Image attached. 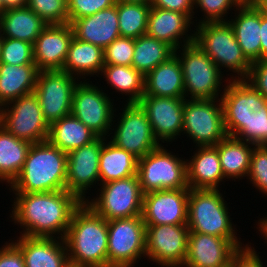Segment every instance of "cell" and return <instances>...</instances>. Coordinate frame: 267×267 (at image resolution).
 Here are the masks:
<instances>
[{
  "mask_svg": "<svg viewBox=\"0 0 267 267\" xmlns=\"http://www.w3.org/2000/svg\"><path fill=\"white\" fill-rule=\"evenodd\" d=\"M13 194L9 216L23 229L20 236L64 239L74 211L82 204L67 190Z\"/></svg>",
  "mask_w": 267,
  "mask_h": 267,
  "instance_id": "cell-1",
  "label": "cell"
},
{
  "mask_svg": "<svg viewBox=\"0 0 267 267\" xmlns=\"http://www.w3.org/2000/svg\"><path fill=\"white\" fill-rule=\"evenodd\" d=\"M220 100L228 136L267 145V97L246 80H229Z\"/></svg>",
  "mask_w": 267,
  "mask_h": 267,
  "instance_id": "cell-2",
  "label": "cell"
},
{
  "mask_svg": "<svg viewBox=\"0 0 267 267\" xmlns=\"http://www.w3.org/2000/svg\"><path fill=\"white\" fill-rule=\"evenodd\" d=\"M69 263L107 267V220L82 203L73 213L64 237Z\"/></svg>",
  "mask_w": 267,
  "mask_h": 267,
  "instance_id": "cell-3",
  "label": "cell"
},
{
  "mask_svg": "<svg viewBox=\"0 0 267 267\" xmlns=\"http://www.w3.org/2000/svg\"><path fill=\"white\" fill-rule=\"evenodd\" d=\"M67 153L48 140L33 143L19 176L8 186L13 193L66 190Z\"/></svg>",
  "mask_w": 267,
  "mask_h": 267,
  "instance_id": "cell-4",
  "label": "cell"
},
{
  "mask_svg": "<svg viewBox=\"0 0 267 267\" xmlns=\"http://www.w3.org/2000/svg\"><path fill=\"white\" fill-rule=\"evenodd\" d=\"M194 43L219 67L226 68L230 80H246L251 63L245 58L228 21L208 22L196 25ZM229 70V71H228ZM236 73V74H235Z\"/></svg>",
  "mask_w": 267,
  "mask_h": 267,
  "instance_id": "cell-5",
  "label": "cell"
},
{
  "mask_svg": "<svg viewBox=\"0 0 267 267\" xmlns=\"http://www.w3.org/2000/svg\"><path fill=\"white\" fill-rule=\"evenodd\" d=\"M221 189H190L188 196L187 226L190 231L241 240L237 235ZM224 196V197H223ZM236 229V230H235Z\"/></svg>",
  "mask_w": 267,
  "mask_h": 267,
  "instance_id": "cell-6",
  "label": "cell"
},
{
  "mask_svg": "<svg viewBox=\"0 0 267 267\" xmlns=\"http://www.w3.org/2000/svg\"><path fill=\"white\" fill-rule=\"evenodd\" d=\"M174 54L182 67L185 99H220L226 86L223 82L230 80L228 76L224 79L225 70L220 71L194 42L180 47Z\"/></svg>",
  "mask_w": 267,
  "mask_h": 267,
  "instance_id": "cell-7",
  "label": "cell"
},
{
  "mask_svg": "<svg viewBox=\"0 0 267 267\" xmlns=\"http://www.w3.org/2000/svg\"><path fill=\"white\" fill-rule=\"evenodd\" d=\"M97 197L84 203L105 220L142 215L143 196L137 175L99 184ZM91 199V200H89Z\"/></svg>",
  "mask_w": 267,
  "mask_h": 267,
  "instance_id": "cell-8",
  "label": "cell"
},
{
  "mask_svg": "<svg viewBox=\"0 0 267 267\" xmlns=\"http://www.w3.org/2000/svg\"><path fill=\"white\" fill-rule=\"evenodd\" d=\"M163 146L162 144L138 159L137 176L144 194L165 189L189 188L185 158Z\"/></svg>",
  "mask_w": 267,
  "mask_h": 267,
  "instance_id": "cell-9",
  "label": "cell"
},
{
  "mask_svg": "<svg viewBox=\"0 0 267 267\" xmlns=\"http://www.w3.org/2000/svg\"><path fill=\"white\" fill-rule=\"evenodd\" d=\"M196 147L216 146L226 138L220 99H185L182 135Z\"/></svg>",
  "mask_w": 267,
  "mask_h": 267,
  "instance_id": "cell-10",
  "label": "cell"
},
{
  "mask_svg": "<svg viewBox=\"0 0 267 267\" xmlns=\"http://www.w3.org/2000/svg\"><path fill=\"white\" fill-rule=\"evenodd\" d=\"M107 267H134L146 259V225L142 216L107 221Z\"/></svg>",
  "mask_w": 267,
  "mask_h": 267,
  "instance_id": "cell-11",
  "label": "cell"
},
{
  "mask_svg": "<svg viewBox=\"0 0 267 267\" xmlns=\"http://www.w3.org/2000/svg\"><path fill=\"white\" fill-rule=\"evenodd\" d=\"M114 117L118 122L111 126V132L107 137L113 144L127 152L132 153L138 159L155 150L162 144L154 136L147 114L138 103H126ZM115 127V128H114ZM114 131V132H112Z\"/></svg>",
  "mask_w": 267,
  "mask_h": 267,
  "instance_id": "cell-12",
  "label": "cell"
},
{
  "mask_svg": "<svg viewBox=\"0 0 267 267\" xmlns=\"http://www.w3.org/2000/svg\"><path fill=\"white\" fill-rule=\"evenodd\" d=\"M92 81H80L73 92L71 114L84 123L98 137H109L116 122L114 99Z\"/></svg>",
  "mask_w": 267,
  "mask_h": 267,
  "instance_id": "cell-13",
  "label": "cell"
},
{
  "mask_svg": "<svg viewBox=\"0 0 267 267\" xmlns=\"http://www.w3.org/2000/svg\"><path fill=\"white\" fill-rule=\"evenodd\" d=\"M0 126L13 136L32 144L47 141L50 129L34 93L2 106Z\"/></svg>",
  "mask_w": 267,
  "mask_h": 267,
  "instance_id": "cell-14",
  "label": "cell"
},
{
  "mask_svg": "<svg viewBox=\"0 0 267 267\" xmlns=\"http://www.w3.org/2000/svg\"><path fill=\"white\" fill-rule=\"evenodd\" d=\"M79 81L62 69L38 72L34 94L49 125L71 114L73 92Z\"/></svg>",
  "mask_w": 267,
  "mask_h": 267,
  "instance_id": "cell-15",
  "label": "cell"
},
{
  "mask_svg": "<svg viewBox=\"0 0 267 267\" xmlns=\"http://www.w3.org/2000/svg\"><path fill=\"white\" fill-rule=\"evenodd\" d=\"M189 231L187 224L146 225L147 260L161 267H183Z\"/></svg>",
  "mask_w": 267,
  "mask_h": 267,
  "instance_id": "cell-16",
  "label": "cell"
},
{
  "mask_svg": "<svg viewBox=\"0 0 267 267\" xmlns=\"http://www.w3.org/2000/svg\"><path fill=\"white\" fill-rule=\"evenodd\" d=\"M105 137H97L91 143L67 153L66 190L74 194L82 203L88 200L87 190L99 186L100 152ZM87 198V199H86Z\"/></svg>",
  "mask_w": 267,
  "mask_h": 267,
  "instance_id": "cell-17",
  "label": "cell"
},
{
  "mask_svg": "<svg viewBox=\"0 0 267 267\" xmlns=\"http://www.w3.org/2000/svg\"><path fill=\"white\" fill-rule=\"evenodd\" d=\"M189 191L182 188L145 193L141 215L145 225L187 224Z\"/></svg>",
  "mask_w": 267,
  "mask_h": 267,
  "instance_id": "cell-18",
  "label": "cell"
},
{
  "mask_svg": "<svg viewBox=\"0 0 267 267\" xmlns=\"http://www.w3.org/2000/svg\"><path fill=\"white\" fill-rule=\"evenodd\" d=\"M138 104L147 114L154 136L161 144H172L181 136L185 98L142 96Z\"/></svg>",
  "mask_w": 267,
  "mask_h": 267,
  "instance_id": "cell-19",
  "label": "cell"
},
{
  "mask_svg": "<svg viewBox=\"0 0 267 267\" xmlns=\"http://www.w3.org/2000/svg\"><path fill=\"white\" fill-rule=\"evenodd\" d=\"M248 245L241 240L189 231L188 251L183 267H229L231 258Z\"/></svg>",
  "mask_w": 267,
  "mask_h": 267,
  "instance_id": "cell-20",
  "label": "cell"
},
{
  "mask_svg": "<svg viewBox=\"0 0 267 267\" xmlns=\"http://www.w3.org/2000/svg\"><path fill=\"white\" fill-rule=\"evenodd\" d=\"M194 23L186 14L181 12L151 7L146 34L177 50L180 46L194 42L195 30L191 29Z\"/></svg>",
  "mask_w": 267,
  "mask_h": 267,
  "instance_id": "cell-21",
  "label": "cell"
},
{
  "mask_svg": "<svg viewBox=\"0 0 267 267\" xmlns=\"http://www.w3.org/2000/svg\"><path fill=\"white\" fill-rule=\"evenodd\" d=\"M73 37V29L69 23L48 25L33 44L37 69H62Z\"/></svg>",
  "mask_w": 267,
  "mask_h": 267,
  "instance_id": "cell-22",
  "label": "cell"
},
{
  "mask_svg": "<svg viewBox=\"0 0 267 267\" xmlns=\"http://www.w3.org/2000/svg\"><path fill=\"white\" fill-rule=\"evenodd\" d=\"M74 37L104 49L120 36L117 2L99 12L70 23Z\"/></svg>",
  "mask_w": 267,
  "mask_h": 267,
  "instance_id": "cell-23",
  "label": "cell"
},
{
  "mask_svg": "<svg viewBox=\"0 0 267 267\" xmlns=\"http://www.w3.org/2000/svg\"><path fill=\"white\" fill-rule=\"evenodd\" d=\"M12 240L21 250L25 267H67L64 239L19 236Z\"/></svg>",
  "mask_w": 267,
  "mask_h": 267,
  "instance_id": "cell-24",
  "label": "cell"
},
{
  "mask_svg": "<svg viewBox=\"0 0 267 267\" xmlns=\"http://www.w3.org/2000/svg\"><path fill=\"white\" fill-rule=\"evenodd\" d=\"M236 41L245 58L252 64L261 60V7L259 5L239 6L235 18L228 20Z\"/></svg>",
  "mask_w": 267,
  "mask_h": 267,
  "instance_id": "cell-25",
  "label": "cell"
},
{
  "mask_svg": "<svg viewBox=\"0 0 267 267\" xmlns=\"http://www.w3.org/2000/svg\"><path fill=\"white\" fill-rule=\"evenodd\" d=\"M195 149L190 160L186 159L188 187L190 189H220L221 182L226 179L217 148L205 146L195 147Z\"/></svg>",
  "mask_w": 267,
  "mask_h": 267,
  "instance_id": "cell-26",
  "label": "cell"
},
{
  "mask_svg": "<svg viewBox=\"0 0 267 267\" xmlns=\"http://www.w3.org/2000/svg\"><path fill=\"white\" fill-rule=\"evenodd\" d=\"M143 96L185 98L182 67L175 54L145 76Z\"/></svg>",
  "mask_w": 267,
  "mask_h": 267,
  "instance_id": "cell-27",
  "label": "cell"
},
{
  "mask_svg": "<svg viewBox=\"0 0 267 267\" xmlns=\"http://www.w3.org/2000/svg\"><path fill=\"white\" fill-rule=\"evenodd\" d=\"M104 52L99 46L73 37L62 70L84 81L99 77L104 64Z\"/></svg>",
  "mask_w": 267,
  "mask_h": 267,
  "instance_id": "cell-28",
  "label": "cell"
},
{
  "mask_svg": "<svg viewBox=\"0 0 267 267\" xmlns=\"http://www.w3.org/2000/svg\"><path fill=\"white\" fill-rule=\"evenodd\" d=\"M38 72L36 64L0 63V108L21 96L34 93Z\"/></svg>",
  "mask_w": 267,
  "mask_h": 267,
  "instance_id": "cell-29",
  "label": "cell"
},
{
  "mask_svg": "<svg viewBox=\"0 0 267 267\" xmlns=\"http://www.w3.org/2000/svg\"><path fill=\"white\" fill-rule=\"evenodd\" d=\"M48 24L30 8H11L0 15V34L34 44Z\"/></svg>",
  "mask_w": 267,
  "mask_h": 267,
  "instance_id": "cell-30",
  "label": "cell"
},
{
  "mask_svg": "<svg viewBox=\"0 0 267 267\" xmlns=\"http://www.w3.org/2000/svg\"><path fill=\"white\" fill-rule=\"evenodd\" d=\"M225 179L248 177L251 154L255 145L227 136L216 146Z\"/></svg>",
  "mask_w": 267,
  "mask_h": 267,
  "instance_id": "cell-31",
  "label": "cell"
},
{
  "mask_svg": "<svg viewBox=\"0 0 267 267\" xmlns=\"http://www.w3.org/2000/svg\"><path fill=\"white\" fill-rule=\"evenodd\" d=\"M137 165V157L105 138L99 161L100 184L137 175Z\"/></svg>",
  "mask_w": 267,
  "mask_h": 267,
  "instance_id": "cell-32",
  "label": "cell"
},
{
  "mask_svg": "<svg viewBox=\"0 0 267 267\" xmlns=\"http://www.w3.org/2000/svg\"><path fill=\"white\" fill-rule=\"evenodd\" d=\"M98 136L72 114L50 125L48 141L63 152H70L94 141Z\"/></svg>",
  "mask_w": 267,
  "mask_h": 267,
  "instance_id": "cell-33",
  "label": "cell"
},
{
  "mask_svg": "<svg viewBox=\"0 0 267 267\" xmlns=\"http://www.w3.org/2000/svg\"><path fill=\"white\" fill-rule=\"evenodd\" d=\"M32 143L19 139L0 126V183L10 186L19 176ZM9 184V185H8Z\"/></svg>",
  "mask_w": 267,
  "mask_h": 267,
  "instance_id": "cell-34",
  "label": "cell"
},
{
  "mask_svg": "<svg viewBox=\"0 0 267 267\" xmlns=\"http://www.w3.org/2000/svg\"><path fill=\"white\" fill-rule=\"evenodd\" d=\"M100 75L106 79L107 87L116 93L128 96V104L138 103L145 92V76L132 66L104 65Z\"/></svg>",
  "mask_w": 267,
  "mask_h": 267,
  "instance_id": "cell-35",
  "label": "cell"
},
{
  "mask_svg": "<svg viewBox=\"0 0 267 267\" xmlns=\"http://www.w3.org/2000/svg\"><path fill=\"white\" fill-rule=\"evenodd\" d=\"M174 49L167 43L147 34L135 39L133 61L131 66L146 76L159 64L174 55Z\"/></svg>",
  "mask_w": 267,
  "mask_h": 267,
  "instance_id": "cell-36",
  "label": "cell"
},
{
  "mask_svg": "<svg viewBox=\"0 0 267 267\" xmlns=\"http://www.w3.org/2000/svg\"><path fill=\"white\" fill-rule=\"evenodd\" d=\"M150 4L117 2L120 36L137 39L147 32Z\"/></svg>",
  "mask_w": 267,
  "mask_h": 267,
  "instance_id": "cell-37",
  "label": "cell"
},
{
  "mask_svg": "<svg viewBox=\"0 0 267 267\" xmlns=\"http://www.w3.org/2000/svg\"><path fill=\"white\" fill-rule=\"evenodd\" d=\"M27 7L48 25L67 24V0H27Z\"/></svg>",
  "mask_w": 267,
  "mask_h": 267,
  "instance_id": "cell-38",
  "label": "cell"
},
{
  "mask_svg": "<svg viewBox=\"0 0 267 267\" xmlns=\"http://www.w3.org/2000/svg\"><path fill=\"white\" fill-rule=\"evenodd\" d=\"M238 7L239 5L235 0H194V8L196 9L194 15L196 12H203V17H200L201 20L198 22L195 20L194 26L208 22L228 21L227 14H230L228 11L231 9L235 11Z\"/></svg>",
  "mask_w": 267,
  "mask_h": 267,
  "instance_id": "cell-39",
  "label": "cell"
},
{
  "mask_svg": "<svg viewBox=\"0 0 267 267\" xmlns=\"http://www.w3.org/2000/svg\"><path fill=\"white\" fill-rule=\"evenodd\" d=\"M0 63L13 65L35 64L33 44L23 40L3 37Z\"/></svg>",
  "mask_w": 267,
  "mask_h": 267,
  "instance_id": "cell-40",
  "label": "cell"
},
{
  "mask_svg": "<svg viewBox=\"0 0 267 267\" xmlns=\"http://www.w3.org/2000/svg\"><path fill=\"white\" fill-rule=\"evenodd\" d=\"M135 39L117 37L103 49L105 65L131 66L133 61Z\"/></svg>",
  "mask_w": 267,
  "mask_h": 267,
  "instance_id": "cell-41",
  "label": "cell"
},
{
  "mask_svg": "<svg viewBox=\"0 0 267 267\" xmlns=\"http://www.w3.org/2000/svg\"><path fill=\"white\" fill-rule=\"evenodd\" d=\"M247 179L259 193L267 196V145L254 147Z\"/></svg>",
  "mask_w": 267,
  "mask_h": 267,
  "instance_id": "cell-42",
  "label": "cell"
},
{
  "mask_svg": "<svg viewBox=\"0 0 267 267\" xmlns=\"http://www.w3.org/2000/svg\"><path fill=\"white\" fill-rule=\"evenodd\" d=\"M116 4V0H67L69 24Z\"/></svg>",
  "mask_w": 267,
  "mask_h": 267,
  "instance_id": "cell-43",
  "label": "cell"
},
{
  "mask_svg": "<svg viewBox=\"0 0 267 267\" xmlns=\"http://www.w3.org/2000/svg\"><path fill=\"white\" fill-rule=\"evenodd\" d=\"M249 244L233 255L229 267H265L261 256L258 255L260 253L255 251L256 249L251 246L252 243Z\"/></svg>",
  "mask_w": 267,
  "mask_h": 267,
  "instance_id": "cell-44",
  "label": "cell"
},
{
  "mask_svg": "<svg viewBox=\"0 0 267 267\" xmlns=\"http://www.w3.org/2000/svg\"><path fill=\"white\" fill-rule=\"evenodd\" d=\"M248 81L261 95L267 97V59L252 63Z\"/></svg>",
  "mask_w": 267,
  "mask_h": 267,
  "instance_id": "cell-45",
  "label": "cell"
},
{
  "mask_svg": "<svg viewBox=\"0 0 267 267\" xmlns=\"http://www.w3.org/2000/svg\"><path fill=\"white\" fill-rule=\"evenodd\" d=\"M0 267H25L20 248L11 240L0 248Z\"/></svg>",
  "mask_w": 267,
  "mask_h": 267,
  "instance_id": "cell-46",
  "label": "cell"
},
{
  "mask_svg": "<svg viewBox=\"0 0 267 267\" xmlns=\"http://www.w3.org/2000/svg\"><path fill=\"white\" fill-rule=\"evenodd\" d=\"M151 7L177 11L186 14L192 21L194 16V0H151Z\"/></svg>",
  "mask_w": 267,
  "mask_h": 267,
  "instance_id": "cell-47",
  "label": "cell"
},
{
  "mask_svg": "<svg viewBox=\"0 0 267 267\" xmlns=\"http://www.w3.org/2000/svg\"><path fill=\"white\" fill-rule=\"evenodd\" d=\"M267 59V13L261 8V60Z\"/></svg>",
  "mask_w": 267,
  "mask_h": 267,
  "instance_id": "cell-48",
  "label": "cell"
},
{
  "mask_svg": "<svg viewBox=\"0 0 267 267\" xmlns=\"http://www.w3.org/2000/svg\"><path fill=\"white\" fill-rule=\"evenodd\" d=\"M3 12L11 8H23L27 6V0H2Z\"/></svg>",
  "mask_w": 267,
  "mask_h": 267,
  "instance_id": "cell-49",
  "label": "cell"
},
{
  "mask_svg": "<svg viewBox=\"0 0 267 267\" xmlns=\"http://www.w3.org/2000/svg\"><path fill=\"white\" fill-rule=\"evenodd\" d=\"M267 216V215H266ZM266 216H263L262 218H260L258 220V223L256 227L258 229V231L261 233L260 235L262 236L261 238H264L265 239V242L267 244V217Z\"/></svg>",
  "mask_w": 267,
  "mask_h": 267,
  "instance_id": "cell-50",
  "label": "cell"
},
{
  "mask_svg": "<svg viewBox=\"0 0 267 267\" xmlns=\"http://www.w3.org/2000/svg\"><path fill=\"white\" fill-rule=\"evenodd\" d=\"M239 6L259 5L261 0H235Z\"/></svg>",
  "mask_w": 267,
  "mask_h": 267,
  "instance_id": "cell-51",
  "label": "cell"
},
{
  "mask_svg": "<svg viewBox=\"0 0 267 267\" xmlns=\"http://www.w3.org/2000/svg\"><path fill=\"white\" fill-rule=\"evenodd\" d=\"M116 2L150 4L151 0H116Z\"/></svg>",
  "mask_w": 267,
  "mask_h": 267,
  "instance_id": "cell-52",
  "label": "cell"
},
{
  "mask_svg": "<svg viewBox=\"0 0 267 267\" xmlns=\"http://www.w3.org/2000/svg\"><path fill=\"white\" fill-rule=\"evenodd\" d=\"M259 6L267 13V0H261Z\"/></svg>",
  "mask_w": 267,
  "mask_h": 267,
  "instance_id": "cell-53",
  "label": "cell"
},
{
  "mask_svg": "<svg viewBox=\"0 0 267 267\" xmlns=\"http://www.w3.org/2000/svg\"><path fill=\"white\" fill-rule=\"evenodd\" d=\"M3 13V2L0 0V15Z\"/></svg>",
  "mask_w": 267,
  "mask_h": 267,
  "instance_id": "cell-54",
  "label": "cell"
},
{
  "mask_svg": "<svg viewBox=\"0 0 267 267\" xmlns=\"http://www.w3.org/2000/svg\"><path fill=\"white\" fill-rule=\"evenodd\" d=\"M2 40H3V37L0 34V54H1V48H2Z\"/></svg>",
  "mask_w": 267,
  "mask_h": 267,
  "instance_id": "cell-55",
  "label": "cell"
},
{
  "mask_svg": "<svg viewBox=\"0 0 267 267\" xmlns=\"http://www.w3.org/2000/svg\"><path fill=\"white\" fill-rule=\"evenodd\" d=\"M67 267H83V266H77V265H73V264L69 263V265Z\"/></svg>",
  "mask_w": 267,
  "mask_h": 267,
  "instance_id": "cell-56",
  "label": "cell"
}]
</instances>
